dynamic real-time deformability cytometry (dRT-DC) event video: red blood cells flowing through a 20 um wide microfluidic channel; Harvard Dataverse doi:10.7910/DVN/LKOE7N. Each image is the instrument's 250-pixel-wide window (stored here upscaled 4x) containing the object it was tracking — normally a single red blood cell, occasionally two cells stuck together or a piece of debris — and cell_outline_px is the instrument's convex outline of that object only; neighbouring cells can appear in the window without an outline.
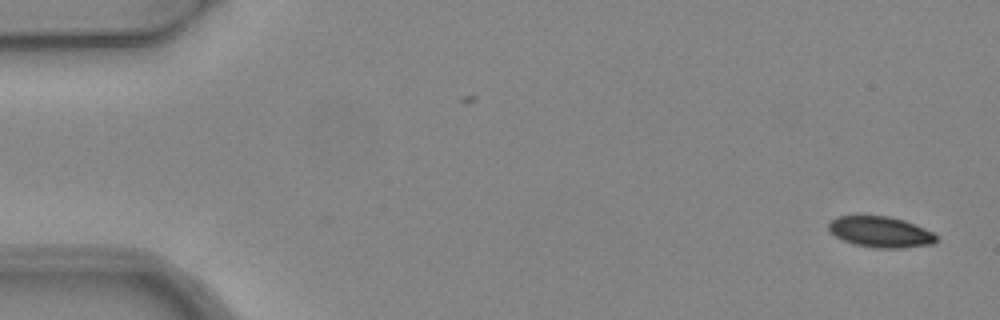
{"species": "common noctule bat (a hibernating species)", "species_latin": "Nyctalus noctula", "temperature_condition": "warm", "stored_images_in_passage": 4, "camera_frame_rate_fps": 3000, "um_per_image_px": 0.085, "animal": {"sex": "female", "body_mass_g": 24.6, "forearm_length_mm": 56.2}, "frame": {"image": 1, "passage_image": 1, "time_ms": 0.0, "image_size_px": [1000, 320], "cell_outline_px": [[936, 240], [932, 244], [900, 248], [876, 248], [856, 244], [844, 240], [836, 236], [828, 228], [828, 224], [836, 216], [888, 216], [904, 220], [924, 228], [932, 232], [936, 236]], "centroid_in_image_um": [74.84, 19.71], "position_along_channel_um": 10.2, "area_um2": 19.07}}
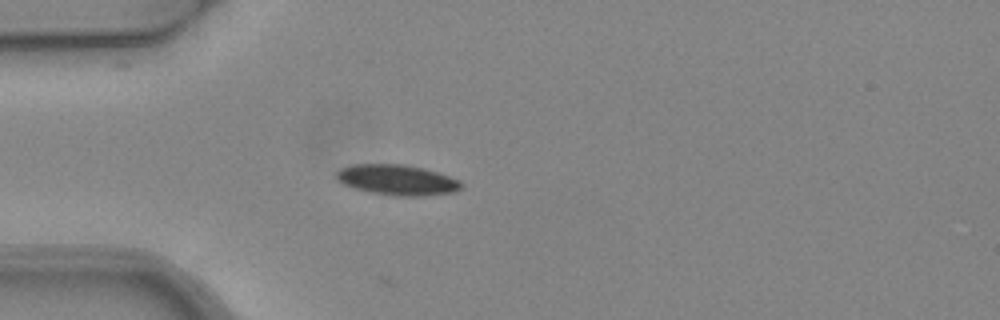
{"frame": {"image": 2, "passage_image": 4, "time_ms": 1.0, "image_size_px": [1000, 320], "cell_outline_px": [[464, 188], [456, 192], [420, 196], [396, 196], [372, 192], [352, 188], [336, 180], [336, 172], [340, 168], [352, 164], [404, 164], [424, 168], [460, 180], [464, 184]], "centroid_in_image_um": [33.77, 15.29], "position_along_channel_um": 51.2, "area_um2": 22.37}}